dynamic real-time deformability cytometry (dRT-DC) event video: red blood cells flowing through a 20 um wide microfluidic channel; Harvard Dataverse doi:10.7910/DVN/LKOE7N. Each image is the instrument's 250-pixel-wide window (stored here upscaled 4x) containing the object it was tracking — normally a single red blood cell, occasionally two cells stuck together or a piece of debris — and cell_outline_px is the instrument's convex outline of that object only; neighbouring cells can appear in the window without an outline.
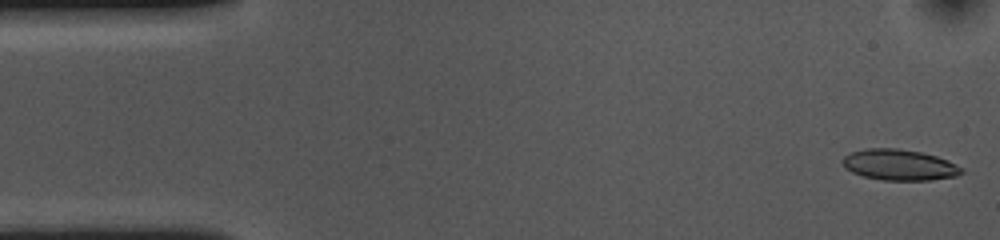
{"species": "common noctule bat (a hibernating species)", "species_latin": "Nyctalus noctula", "temperature_condition": "cold", "stored_images_in_passage": 53, "camera_frame_rate_fps": 3000, "um_per_image_px": 0.085, "animal": {"sex": "female", "body_mass_g": 10.0, "forearm_length_mm": 53.1}, "frame": {"image": 1, "passage_image": 1, "time_ms": 0.0, "image_size_px": [1000, 240], "cell_outline_px": [[964, 172], [956, 176], [932, 180], [880, 180], [864, 176], [852, 172], [844, 168], [840, 160], [844, 156], [852, 152], [864, 148], [896, 148], [920, 152], [936, 156], [948, 160], [964, 168]], "centroid_in_image_um": [76.43, 14.01], "position_along_channel_um": 8.6, "area_um2": 21.62}}
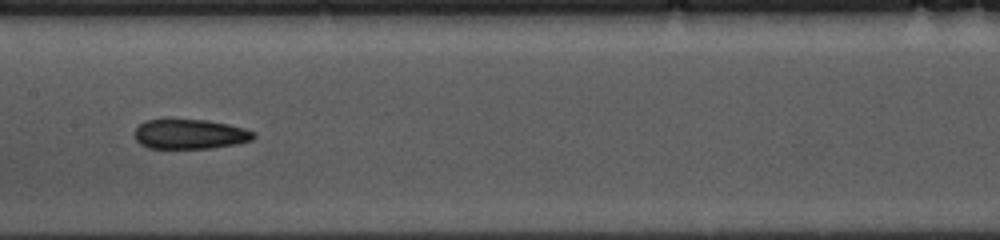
{"frame": {"image": 2, "passage_image": 25, "time_ms": 8.0, "image_size_px": [1000, 240], "cell_outline_px": [[256, 136], [252, 140], [236, 144], [212, 148], [148, 148], [140, 144], [136, 140], [136, 128], [144, 120], [208, 120], [228, 124], [244, 128], [256, 132]], "centroid_in_image_um": [16.18, 11.41], "position_along_channel_um": 191.2, "area_um2": 20.58}}
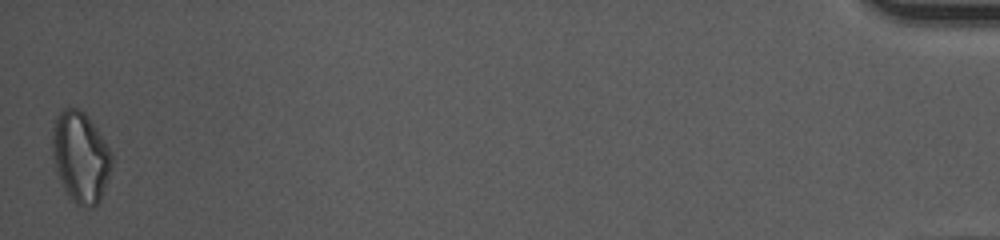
{"frame": {"image": 3, "passage_image": 53, "time_ms": 17.333, "image_size_px": [1000, 240], "cell_outline_px": [[112, 164], [100, 200], [92, 208], [88, 208], [76, 204], [64, 188], [60, 180], [52, 156], [52, 128], [56, 116], [64, 108], [80, 108], [84, 112], [96, 128], [112, 152]], "centroid_in_image_um": [6.84, 13.33], "position_along_channel_um": 428.4, "area_um2": 31.21}, "authors_computed_cell_mechanics": {"area_um2": 21.6172, "velocity_mm_per_s": 3.6088, "shape_relaxation_time_tau1_ms": 7.4959, "shape_relaxation_time_tau2_ms": 6.7711, "deformation_change_tau1": 0.1337, "deformation_change_tau2": 0.1458}}